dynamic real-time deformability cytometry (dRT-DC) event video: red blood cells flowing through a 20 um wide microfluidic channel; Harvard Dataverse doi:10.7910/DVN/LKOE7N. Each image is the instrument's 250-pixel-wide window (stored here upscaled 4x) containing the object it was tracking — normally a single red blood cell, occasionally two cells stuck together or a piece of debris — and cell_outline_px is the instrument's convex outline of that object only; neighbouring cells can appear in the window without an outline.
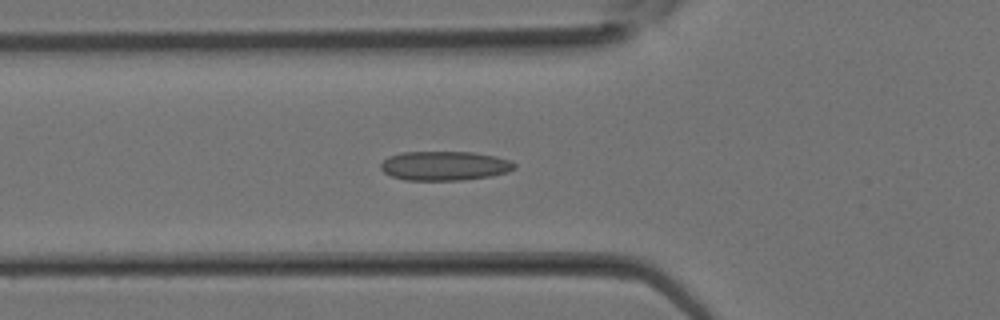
{"species": "Egyptian fruit bat (a non-hibernating species)", "species_latin": "Rousettus aegyptiacus", "temperature_condition": "room temperature", "stored_images_in_passage": 32, "camera_frame_rate_fps": 3000, "um_per_image_px": 0.085, "animal": {"sex": "female"}, "frame": {"image": 1, "passage_image": 11, "time_ms": 3.333, "image_size_px": [1000, 320], "cell_outline_px": [[516, 168], [508, 172], [488, 176], [460, 180], [404, 180], [392, 176], [384, 172], [380, 168], [380, 164], [388, 156], [400, 152], [472, 152], [496, 156], [508, 160], [516, 164]], "centroid_in_image_um": [37.76, 14.09], "position_along_channel_um": 88.0, "area_um2": 22.77}}
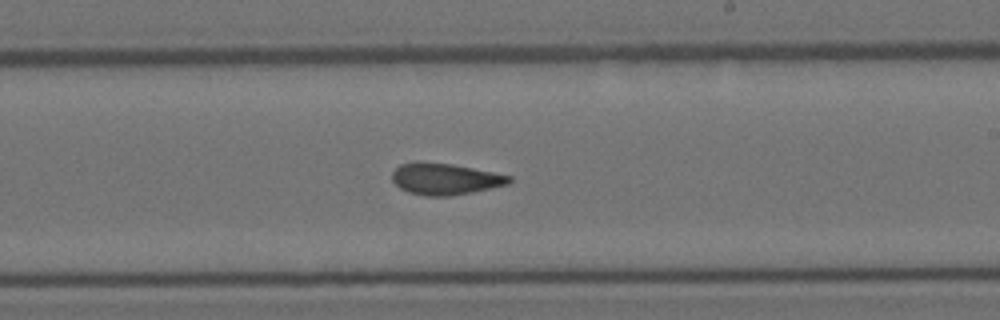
{"frame": {"image": 2, "passage_image": 19, "time_ms": 6.0, "image_size_px": [1000, 320], "cell_outline_px": [[512, 180], [508, 184], [472, 192], [448, 196], [424, 196], [408, 192], [400, 188], [392, 180], [392, 172], [400, 164], [416, 160], [452, 164], [512, 176]], "centroid_in_image_um": [37.79, 15.2], "position_along_channel_um": 251.2, "area_um2": 21.56}}
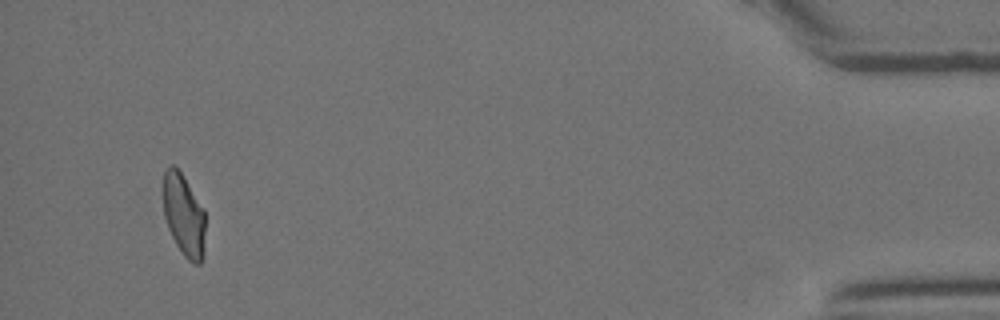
{"frame": {"image": 3, "passage_image": 31, "time_ms": 10.0, "image_size_px": [1000, 320], "cell_outline_px": [[204, 256], [200, 264], [192, 264], [184, 256], [176, 244], [168, 228], [164, 216], [164, 168], [168, 164], [172, 164], [180, 172], [204, 208]], "centroid_in_image_um": [15.63, 18.31], "position_along_channel_um": 419.6, "area_um2": 20.11}}